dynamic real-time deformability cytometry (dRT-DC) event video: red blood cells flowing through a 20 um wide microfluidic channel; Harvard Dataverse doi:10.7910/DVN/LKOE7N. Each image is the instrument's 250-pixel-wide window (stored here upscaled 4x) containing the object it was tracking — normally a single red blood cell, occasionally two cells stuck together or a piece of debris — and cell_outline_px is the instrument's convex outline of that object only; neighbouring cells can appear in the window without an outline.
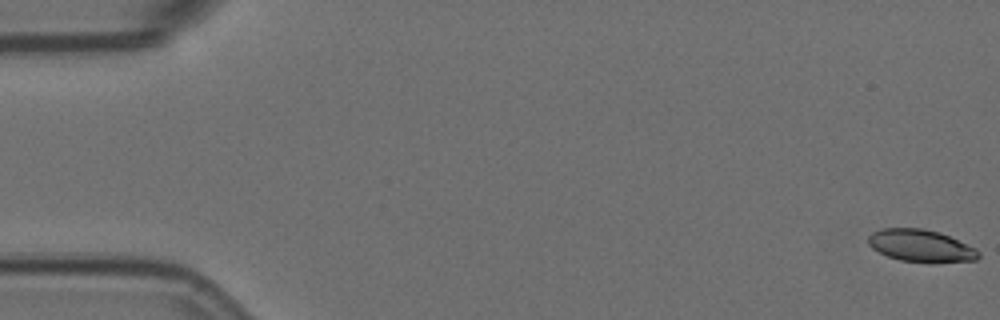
{"species": "Egyptian fruit bat (a non-hibernating species)", "species_latin": "Rousettus aegyptiacus", "temperature_condition": "room temperature", "stored_images_in_passage": 57, "camera_frame_rate_fps": 3000, "um_per_image_px": 0.085, "animal": {"sex": "female"}, "frame": {"image": 1, "passage_image": 1, "time_ms": 0.0, "image_size_px": [1000, 320], "cell_outline_px": [[980, 256], [976, 260], [936, 264], [928, 264], [900, 260], [888, 256], [872, 248], [868, 244], [868, 236], [872, 232], [884, 228], [920, 228], [940, 232], [976, 248], [980, 252]], "centroid_in_image_um": [78.31, 20.92], "position_along_channel_um": 6.7, "area_um2": 21.15}}
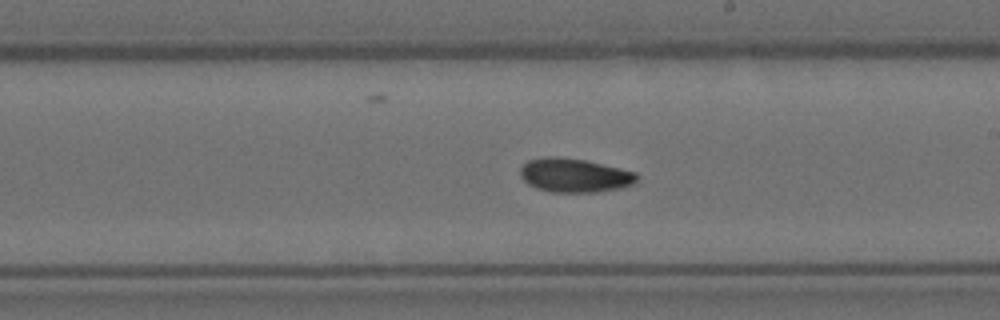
{"frame": {"image": 2, "passage_image": 33, "time_ms": 10.667, "image_size_px": [1000, 320], "cell_outline_px": [[640, 176], [632, 184], [620, 188], [596, 192], [552, 192], [536, 188], [528, 184], [520, 176], [520, 168], [528, 160], [544, 156], [556, 156], [584, 160], [620, 168], [636, 172]], "centroid_in_image_um": [48.82, 14.9], "position_along_channel_um": 240.2, "area_um2": 23.06}}
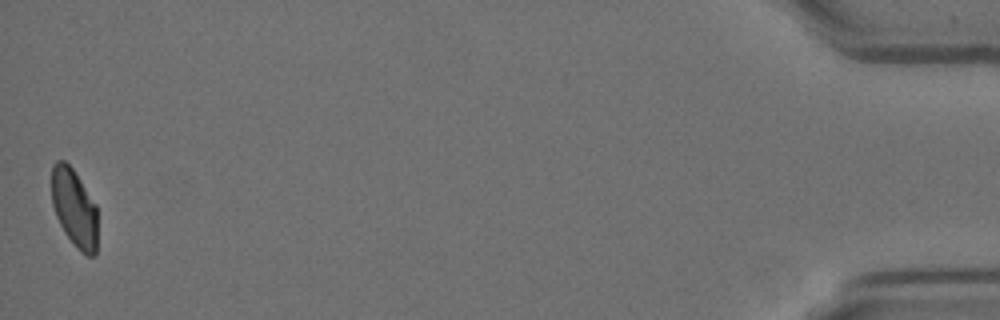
{"frame": {"image": 3, "passage_image": 57, "time_ms": 18.667, "image_size_px": [1000, 320], "cell_outline_px": [[96, 256], [88, 256], [80, 252], [72, 244], [64, 232], [56, 216], [52, 204], [52, 164], [56, 160], [64, 160], [72, 168], [96, 204]], "centroid_in_image_um": [6.3, 17.7], "position_along_channel_um": 428.9, "area_um2": 20.92}, "authors_computed_cell_mechanics": {"area_um2": 22.253, "velocity_mm_per_s": 3.5659, "shape_relaxation_time_tau1_ms": 4.7638, "shape_relaxation_time_tau2_ms": 4.8272, "deformation_change_tau1": 0.1213, "deformation_change_tau2": 0.0857}}